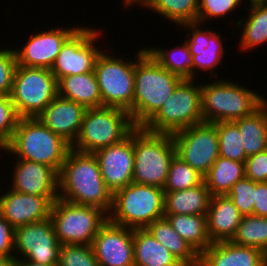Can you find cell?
<instances>
[{
    "label": "cell",
    "mask_w": 267,
    "mask_h": 266,
    "mask_svg": "<svg viewBox=\"0 0 267 266\" xmlns=\"http://www.w3.org/2000/svg\"><path fill=\"white\" fill-rule=\"evenodd\" d=\"M58 95L86 108L102 107L100 89L94 71L64 76L58 81Z\"/></svg>",
    "instance_id": "cell-24"
},
{
    "label": "cell",
    "mask_w": 267,
    "mask_h": 266,
    "mask_svg": "<svg viewBox=\"0 0 267 266\" xmlns=\"http://www.w3.org/2000/svg\"><path fill=\"white\" fill-rule=\"evenodd\" d=\"M227 196L243 216L253 215L256 200V182L244 177L232 186Z\"/></svg>",
    "instance_id": "cell-38"
},
{
    "label": "cell",
    "mask_w": 267,
    "mask_h": 266,
    "mask_svg": "<svg viewBox=\"0 0 267 266\" xmlns=\"http://www.w3.org/2000/svg\"><path fill=\"white\" fill-rule=\"evenodd\" d=\"M233 122L239 128L247 157L267 150V100L252 114Z\"/></svg>",
    "instance_id": "cell-27"
},
{
    "label": "cell",
    "mask_w": 267,
    "mask_h": 266,
    "mask_svg": "<svg viewBox=\"0 0 267 266\" xmlns=\"http://www.w3.org/2000/svg\"><path fill=\"white\" fill-rule=\"evenodd\" d=\"M253 215L267 218V182H256V200Z\"/></svg>",
    "instance_id": "cell-45"
},
{
    "label": "cell",
    "mask_w": 267,
    "mask_h": 266,
    "mask_svg": "<svg viewBox=\"0 0 267 266\" xmlns=\"http://www.w3.org/2000/svg\"><path fill=\"white\" fill-rule=\"evenodd\" d=\"M172 49H160L151 46L146 51L167 71L182 79H193V60L189 46L184 39L182 45Z\"/></svg>",
    "instance_id": "cell-31"
},
{
    "label": "cell",
    "mask_w": 267,
    "mask_h": 266,
    "mask_svg": "<svg viewBox=\"0 0 267 266\" xmlns=\"http://www.w3.org/2000/svg\"><path fill=\"white\" fill-rule=\"evenodd\" d=\"M59 198L79 205L101 208L110 213L113 194L107 188L94 153L70 149L58 173Z\"/></svg>",
    "instance_id": "cell-1"
},
{
    "label": "cell",
    "mask_w": 267,
    "mask_h": 266,
    "mask_svg": "<svg viewBox=\"0 0 267 266\" xmlns=\"http://www.w3.org/2000/svg\"><path fill=\"white\" fill-rule=\"evenodd\" d=\"M176 155L172 134L134 128L133 182L164 188L173 157Z\"/></svg>",
    "instance_id": "cell-5"
},
{
    "label": "cell",
    "mask_w": 267,
    "mask_h": 266,
    "mask_svg": "<svg viewBox=\"0 0 267 266\" xmlns=\"http://www.w3.org/2000/svg\"><path fill=\"white\" fill-rule=\"evenodd\" d=\"M57 95L51 69L16 66L10 98L19 118L38 117Z\"/></svg>",
    "instance_id": "cell-10"
},
{
    "label": "cell",
    "mask_w": 267,
    "mask_h": 266,
    "mask_svg": "<svg viewBox=\"0 0 267 266\" xmlns=\"http://www.w3.org/2000/svg\"><path fill=\"white\" fill-rule=\"evenodd\" d=\"M147 8L179 27L184 23L197 22L199 0H151Z\"/></svg>",
    "instance_id": "cell-32"
},
{
    "label": "cell",
    "mask_w": 267,
    "mask_h": 266,
    "mask_svg": "<svg viewBox=\"0 0 267 266\" xmlns=\"http://www.w3.org/2000/svg\"><path fill=\"white\" fill-rule=\"evenodd\" d=\"M19 116L10 96H0V150L12 139Z\"/></svg>",
    "instance_id": "cell-40"
},
{
    "label": "cell",
    "mask_w": 267,
    "mask_h": 266,
    "mask_svg": "<svg viewBox=\"0 0 267 266\" xmlns=\"http://www.w3.org/2000/svg\"><path fill=\"white\" fill-rule=\"evenodd\" d=\"M8 190L0 194V214L14 228L50 218L52 203L59 198Z\"/></svg>",
    "instance_id": "cell-18"
},
{
    "label": "cell",
    "mask_w": 267,
    "mask_h": 266,
    "mask_svg": "<svg viewBox=\"0 0 267 266\" xmlns=\"http://www.w3.org/2000/svg\"><path fill=\"white\" fill-rule=\"evenodd\" d=\"M201 25L202 24L199 22L184 23L180 25L181 28L183 27L188 33L185 40L190 50H202L208 46L209 28L201 29Z\"/></svg>",
    "instance_id": "cell-43"
},
{
    "label": "cell",
    "mask_w": 267,
    "mask_h": 266,
    "mask_svg": "<svg viewBox=\"0 0 267 266\" xmlns=\"http://www.w3.org/2000/svg\"><path fill=\"white\" fill-rule=\"evenodd\" d=\"M146 48H141L135 55V61H127L124 57L108 55L102 51L94 66L97 77L102 107H115L128 111L133 122V97L135 63L144 53ZM132 60V61H131Z\"/></svg>",
    "instance_id": "cell-7"
},
{
    "label": "cell",
    "mask_w": 267,
    "mask_h": 266,
    "mask_svg": "<svg viewBox=\"0 0 267 266\" xmlns=\"http://www.w3.org/2000/svg\"><path fill=\"white\" fill-rule=\"evenodd\" d=\"M241 2L243 0H199L197 22L204 26L212 18H226L227 15L230 16V12L241 6Z\"/></svg>",
    "instance_id": "cell-39"
},
{
    "label": "cell",
    "mask_w": 267,
    "mask_h": 266,
    "mask_svg": "<svg viewBox=\"0 0 267 266\" xmlns=\"http://www.w3.org/2000/svg\"><path fill=\"white\" fill-rule=\"evenodd\" d=\"M70 149L68 142L35 117L19 118L12 139L3 151L14 154L17 159L48 165L59 173Z\"/></svg>",
    "instance_id": "cell-3"
},
{
    "label": "cell",
    "mask_w": 267,
    "mask_h": 266,
    "mask_svg": "<svg viewBox=\"0 0 267 266\" xmlns=\"http://www.w3.org/2000/svg\"><path fill=\"white\" fill-rule=\"evenodd\" d=\"M16 66L15 50L9 47L2 48L0 50V96H10Z\"/></svg>",
    "instance_id": "cell-41"
},
{
    "label": "cell",
    "mask_w": 267,
    "mask_h": 266,
    "mask_svg": "<svg viewBox=\"0 0 267 266\" xmlns=\"http://www.w3.org/2000/svg\"><path fill=\"white\" fill-rule=\"evenodd\" d=\"M203 122L201 84L195 83V79H184L143 128L173 134Z\"/></svg>",
    "instance_id": "cell-9"
},
{
    "label": "cell",
    "mask_w": 267,
    "mask_h": 266,
    "mask_svg": "<svg viewBox=\"0 0 267 266\" xmlns=\"http://www.w3.org/2000/svg\"><path fill=\"white\" fill-rule=\"evenodd\" d=\"M134 128L128 111L104 106L87 108L79 136L71 148L83 153H95L122 141Z\"/></svg>",
    "instance_id": "cell-8"
},
{
    "label": "cell",
    "mask_w": 267,
    "mask_h": 266,
    "mask_svg": "<svg viewBox=\"0 0 267 266\" xmlns=\"http://www.w3.org/2000/svg\"><path fill=\"white\" fill-rule=\"evenodd\" d=\"M223 39L219 35V31L217 33L209 29L208 46L202 50H190L193 60V79H195L199 69L198 71L210 73V77L215 80L213 73L217 69V65H222L221 62L223 61L224 54H226L223 47L224 43H222Z\"/></svg>",
    "instance_id": "cell-34"
},
{
    "label": "cell",
    "mask_w": 267,
    "mask_h": 266,
    "mask_svg": "<svg viewBox=\"0 0 267 266\" xmlns=\"http://www.w3.org/2000/svg\"><path fill=\"white\" fill-rule=\"evenodd\" d=\"M183 80L163 68L147 51L136 60L133 97L135 127H143Z\"/></svg>",
    "instance_id": "cell-2"
},
{
    "label": "cell",
    "mask_w": 267,
    "mask_h": 266,
    "mask_svg": "<svg viewBox=\"0 0 267 266\" xmlns=\"http://www.w3.org/2000/svg\"><path fill=\"white\" fill-rule=\"evenodd\" d=\"M57 266H99L91 245L64 244Z\"/></svg>",
    "instance_id": "cell-37"
},
{
    "label": "cell",
    "mask_w": 267,
    "mask_h": 266,
    "mask_svg": "<svg viewBox=\"0 0 267 266\" xmlns=\"http://www.w3.org/2000/svg\"><path fill=\"white\" fill-rule=\"evenodd\" d=\"M80 27H54L32 34L24 46L14 48L17 65L51 69L64 43Z\"/></svg>",
    "instance_id": "cell-15"
},
{
    "label": "cell",
    "mask_w": 267,
    "mask_h": 266,
    "mask_svg": "<svg viewBox=\"0 0 267 266\" xmlns=\"http://www.w3.org/2000/svg\"><path fill=\"white\" fill-rule=\"evenodd\" d=\"M12 266H48V265L32 262L30 260H26L23 258H14Z\"/></svg>",
    "instance_id": "cell-46"
},
{
    "label": "cell",
    "mask_w": 267,
    "mask_h": 266,
    "mask_svg": "<svg viewBox=\"0 0 267 266\" xmlns=\"http://www.w3.org/2000/svg\"><path fill=\"white\" fill-rule=\"evenodd\" d=\"M247 18L237 20L235 23L242 30L239 47L241 51H250L267 42V0H249Z\"/></svg>",
    "instance_id": "cell-26"
},
{
    "label": "cell",
    "mask_w": 267,
    "mask_h": 266,
    "mask_svg": "<svg viewBox=\"0 0 267 266\" xmlns=\"http://www.w3.org/2000/svg\"><path fill=\"white\" fill-rule=\"evenodd\" d=\"M217 128L219 156L245 162L246 153L242 146L241 134L233 121L213 123Z\"/></svg>",
    "instance_id": "cell-35"
},
{
    "label": "cell",
    "mask_w": 267,
    "mask_h": 266,
    "mask_svg": "<svg viewBox=\"0 0 267 266\" xmlns=\"http://www.w3.org/2000/svg\"><path fill=\"white\" fill-rule=\"evenodd\" d=\"M151 0H122V3L125 7H132L134 8V6L136 4L140 5V7H144L146 8V6L150 3ZM134 5V6H133Z\"/></svg>",
    "instance_id": "cell-47"
},
{
    "label": "cell",
    "mask_w": 267,
    "mask_h": 266,
    "mask_svg": "<svg viewBox=\"0 0 267 266\" xmlns=\"http://www.w3.org/2000/svg\"><path fill=\"white\" fill-rule=\"evenodd\" d=\"M50 218L61 245H91L101 226L108 220V214L95 206L57 198L52 203Z\"/></svg>",
    "instance_id": "cell-11"
},
{
    "label": "cell",
    "mask_w": 267,
    "mask_h": 266,
    "mask_svg": "<svg viewBox=\"0 0 267 266\" xmlns=\"http://www.w3.org/2000/svg\"><path fill=\"white\" fill-rule=\"evenodd\" d=\"M164 217L199 256L212 244L206 215L164 214Z\"/></svg>",
    "instance_id": "cell-28"
},
{
    "label": "cell",
    "mask_w": 267,
    "mask_h": 266,
    "mask_svg": "<svg viewBox=\"0 0 267 266\" xmlns=\"http://www.w3.org/2000/svg\"><path fill=\"white\" fill-rule=\"evenodd\" d=\"M60 247L51 218L15 228V258L57 266Z\"/></svg>",
    "instance_id": "cell-14"
},
{
    "label": "cell",
    "mask_w": 267,
    "mask_h": 266,
    "mask_svg": "<svg viewBox=\"0 0 267 266\" xmlns=\"http://www.w3.org/2000/svg\"><path fill=\"white\" fill-rule=\"evenodd\" d=\"M146 229L158 242L176 256L184 266L199 265V255L179 236L165 217L155 220Z\"/></svg>",
    "instance_id": "cell-29"
},
{
    "label": "cell",
    "mask_w": 267,
    "mask_h": 266,
    "mask_svg": "<svg viewBox=\"0 0 267 266\" xmlns=\"http://www.w3.org/2000/svg\"><path fill=\"white\" fill-rule=\"evenodd\" d=\"M100 37V29L82 26L64 43L51 68L57 81L64 76L94 71L95 61L102 52L95 45Z\"/></svg>",
    "instance_id": "cell-13"
},
{
    "label": "cell",
    "mask_w": 267,
    "mask_h": 266,
    "mask_svg": "<svg viewBox=\"0 0 267 266\" xmlns=\"http://www.w3.org/2000/svg\"><path fill=\"white\" fill-rule=\"evenodd\" d=\"M245 177L244 162L219 156L204 176L211 195H227L232 186Z\"/></svg>",
    "instance_id": "cell-30"
},
{
    "label": "cell",
    "mask_w": 267,
    "mask_h": 266,
    "mask_svg": "<svg viewBox=\"0 0 267 266\" xmlns=\"http://www.w3.org/2000/svg\"><path fill=\"white\" fill-rule=\"evenodd\" d=\"M217 79V82L201 83L204 122L216 123L241 119L252 114L267 100L263 94L246 88L237 83L238 81Z\"/></svg>",
    "instance_id": "cell-4"
},
{
    "label": "cell",
    "mask_w": 267,
    "mask_h": 266,
    "mask_svg": "<svg viewBox=\"0 0 267 266\" xmlns=\"http://www.w3.org/2000/svg\"><path fill=\"white\" fill-rule=\"evenodd\" d=\"M176 155L203 177L219 157L217 128L203 122L172 134Z\"/></svg>",
    "instance_id": "cell-12"
},
{
    "label": "cell",
    "mask_w": 267,
    "mask_h": 266,
    "mask_svg": "<svg viewBox=\"0 0 267 266\" xmlns=\"http://www.w3.org/2000/svg\"><path fill=\"white\" fill-rule=\"evenodd\" d=\"M242 217L243 215L227 195H213L206 214L211 242L231 241Z\"/></svg>",
    "instance_id": "cell-22"
},
{
    "label": "cell",
    "mask_w": 267,
    "mask_h": 266,
    "mask_svg": "<svg viewBox=\"0 0 267 266\" xmlns=\"http://www.w3.org/2000/svg\"><path fill=\"white\" fill-rule=\"evenodd\" d=\"M15 257H7L0 255V266H12L13 259Z\"/></svg>",
    "instance_id": "cell-48"
},
{
    "label": "cell",
    "mask_w": 267,
    "mask_h": 266,
    "mask_svg": "<svg viewBox=\"0 0 267 266\" xmlns=\"http://www.w3.org/2000/svg\"><path fill=\"white\" fill-rule=\"evenodd\" d=\"M231 242L258 248L267 255V218L255 215L243 216Z\"/></svg>",
    "instance_id": "cell-33"
},
{
    "label": "cell",
    "mask_w": 267,
    "mask_h": 266,
    "mask_svg": "<svg viewBox=\"0 0 267 266\" xmlns=\"http://www.w3.org/2000/svg\"><path fill=\"white\" fill-rule=\"evenodd\" d=\"M204 181V177L189 164L175 155L171 161L164 191H179L193 188Z\"/></svg>",
    "instance_id": "cell-36"
},
{
    "label": "cell",
    "mask_w": 267,
    "mask_h": 266,
    "mask_svg": "<svg viewBox=\"0 0 267 266\" xmlns=\"http://www.w3.org/2000/svg\"><path fill=\"white\" fill-rule=\"evenodd\" d=\"M245 177L254 182H267V150L247 157L244 162Z\"/></svg>",
    "instance_id": "cell-42"
},
{
    "label": "cell",
    "mask_w": 267,
    "mask_h": 266,
    "mask_svg": "<svg viewBox=\"0 0 267 266\" xmlns=\"http://www.w3.org/2000/svg\"><path fill=\"white\" fill-rule=\"evenodd\" d=\"M87 108L57 95L37 119L71 146L79 136Z\"/></svg>",
    "instance_id": "cell-20"
},
{
    "label": "cell",
    "mask_w": 267,
    "mask_h": 266,
    "mask_svg": "<svg viewBox=\"0 0 267 266\" xmlns=\"http://www.w3.org/2000/svg\"><path fill=\"white\" fill-rule=\"evenodd\" d=\"M91 247L99 266H135L132 228L108 219L94 237Z\"/></svg>",
    "instance_id": "cell-17"
},
{
    "label": "cell",
    "mask_w": 267,
    "mask_h": 266,
    "mask_svg": "<svg viewBox=\"0 0 267 266\" xmlns=\"http://www.w3.org/2000/svg\"><path fill=\"white\" fill-rule=\"evenodd\" d=\"M16 160L10 189L31 195L59 197L58 172L54 168L29 160Z\"/></svg>",
    "instance_id": "cell-19"
},
{
    "label": "cell",
    "mask_w": 267,
    "mask_h": 266,
    "mask_svg": "<svg viewBox=\"0 0 267 266\" xmlns=\"http://www.w3.org/2000/svg\"><path fill=\"white\" fill-rule=\"evenodd\" d=\"M164 200L162 188L132 182L113 194L108 219L132 229L146 228L164 217Z\"/></svg>",
    "instance_id": "cell-6"
},
{
    "label": "cell",
    "mask_w": 267,
    "mask_h": 266,
    "mask_svg": "<svg viewBox=\"0 0 267 266\" xmlns=\"http://www.w3.org/2000/svg\"><path fill=\"white\" fill-rule=\"evenodd\" d=\"M135 266H184L146 228L133 229Z\"/></svg>",
    "instance_id": "cell-23"
},
{
    "label": "cell",
    "mask_w": 267,
    "mask_h": 266,
    "mask_svg": "<svg viewBox=\"0 0 267 266\" xmlns=\"http://www.w3.org/2000/svg\"><path fill=\"white\" fill-rule=\"evenodd\" d=\"M102 178L114 194L133 182L134 173V129L122 141L102 148L94 153Z\"/></svg>",
    "instance_id": "cell-16"
},
{
    "label": "cell",
    "mask_w": 267,
    "mask_h": 266,
    "mask_svg": "<svg viewBox=\"0 0 267 266\" xmlns=\"http://www.w3.org/2000/svg\"><path fill=\"white\" fill-rule=\"evenodd\" d=\"M200 266H267V255L258 248L231 241L212 243L200 256Z\"/></svg>",
    "instance_id": "cell-21"
},
{
    "label": "cell",
    "mask_w": 267,
    "mask_h": 266,
    "mask_svg": "<svg viewBox=\"0 0 267 266\" xmlns=\"http://www.w3.org/2000/svg\"><path fill=\"white\" fill-rule=\"evenodd\" d=\"M164 193V214L206 215L212 197L204 181L193 188Z\"/></svg>",
    "instance_id": "cell-25"
},
{
    "label": "cell",
    "mask_w": 267,
    "mask_h": 266,
    "mask_svg": "<svg viewBox=\"0 0 267 266\" xmlns=\"http://www.w3.org/2000/svg\"><path fill=\"white\" fill-rule=\"evenodd\" d=\"M14 236L15 228L0 214V255L15 257Z\"/></svg>",
    "instance_id": "cell-44"
}]
</instances>
